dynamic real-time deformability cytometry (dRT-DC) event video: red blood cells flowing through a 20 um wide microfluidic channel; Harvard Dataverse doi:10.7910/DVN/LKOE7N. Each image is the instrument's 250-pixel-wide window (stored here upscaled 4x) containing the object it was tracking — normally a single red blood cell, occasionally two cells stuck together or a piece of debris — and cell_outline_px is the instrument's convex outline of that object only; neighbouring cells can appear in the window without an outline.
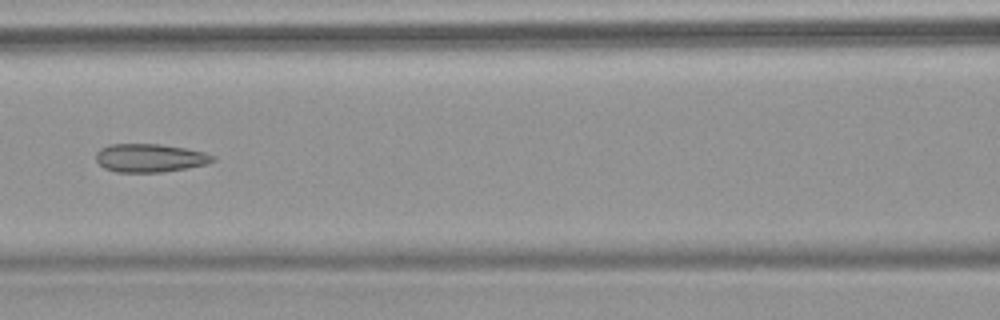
{"species": "common noctule bat (a hibernating species)", "species_latin": "Nyctalus noctula", "temperature_condition": "warm", "stored_images_in_passage": 9, "camera_frame_rate_fps": 3000, "um_per_image_px": 0.085, "animal": {"sex": "female", "body_mass_g": 18.4}, "frame": {"image": 1, "passage_image": 6, "time_ms": 6.0, "image_size_px": [1000, 320], "cell_outline_px": [[216, 160], [208, 164], [160, 172], [116, 172], [104, 168], [96, 160], [96, 152], [100, 148], [112, 144], [160, 144], [184, 148], [204, 152], [216, 156]], "centroid_in_image_um": [12.74, 13.42], "position_along_channel_um": 153.9, "area_um2": 19.25}}
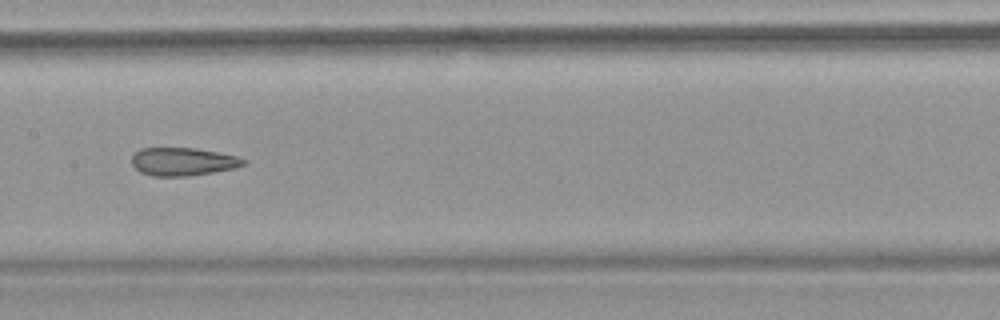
{"frame": {"image": 2, "passage_image": 7, "time_ms": 7.0, "image_size_px": [1000, 320], "cell_outline_px": [[248, 164], [236, 168], [188, 176], [152, 176], [140, 172], [132, 164], [132, 156], [140, 148], [196, 148], [236, 156], [248, 160]], "centroid_in_image_um": [15.57, 13.74], "position_along_channel_um": 191.8, "area_um2": 18.32}}
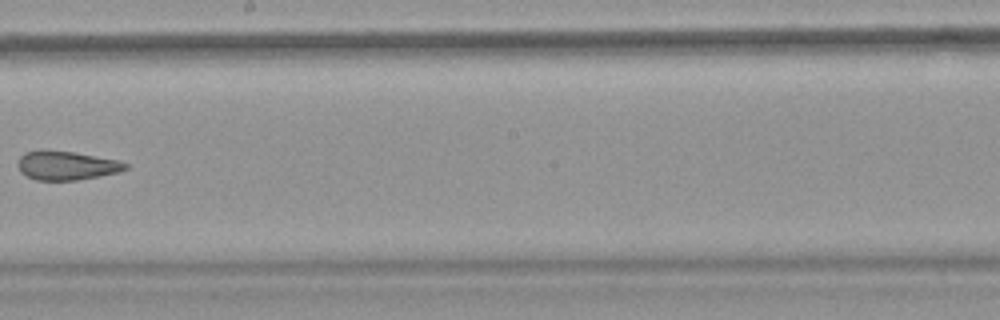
{"frame": {"image": 3, "passage_image": 8, "time_ms": 8.333, "image_size_px": [1000, 320], "cell_outline_px": [[128, 168], [120, 172], [100, 176], [76, 180], [36, 180], [20, 172], [16, 164], [20, 156], [24, 152], [40, 148], [44, 148], [72, 152], [120, 160], [128, 164]], "centroid_in_image_um": [5.62, 14.04], "position_along_channel_um": 242.6, "area_um2": 18.55}}